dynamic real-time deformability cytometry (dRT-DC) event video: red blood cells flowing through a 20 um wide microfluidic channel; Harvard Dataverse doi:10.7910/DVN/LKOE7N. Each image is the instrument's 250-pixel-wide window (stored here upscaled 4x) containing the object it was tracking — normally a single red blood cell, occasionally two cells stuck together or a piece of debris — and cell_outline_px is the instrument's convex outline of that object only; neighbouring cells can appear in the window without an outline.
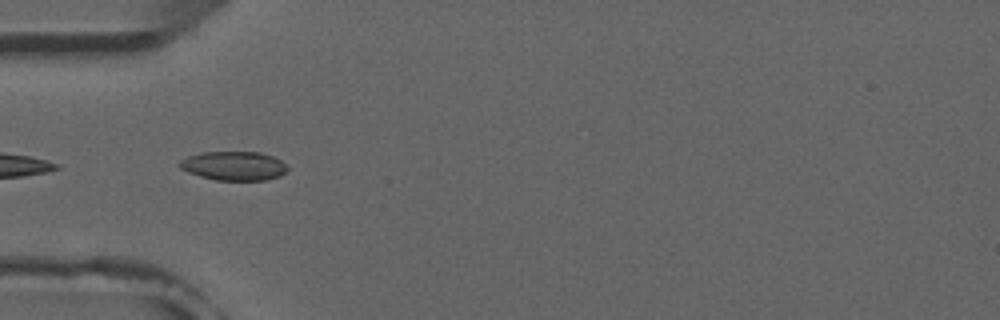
{"species": "common noctule bat (a hibernating species)", "species_latin": "Nyctalus noctula", "temperature_condition": "room temperature", "stored_images_in_passage": 5, "camera_frame_rate_fps": 3000, "um_per_image_px": 0.085, "animal": {"sex": "male", "forearm_length_mm": 52.5}, "frame": {"image": 1, "passage_image": 2, "time_ms": 2.0, "image_size_px": [1000, 320], "cell_outline_px": [[288, 168], [280, 176], [268, 180], [216, 180], [200, 176], [188, 172], [180, 168], [176, 164], [180, 160], [188, 156], [204, 152], [260, 152], [272, 156], [280, 160]], "centroid_in_image_um": [19.85, 14.1], "position_along_channel_um": 65.2, "area_um2": 18.21}}
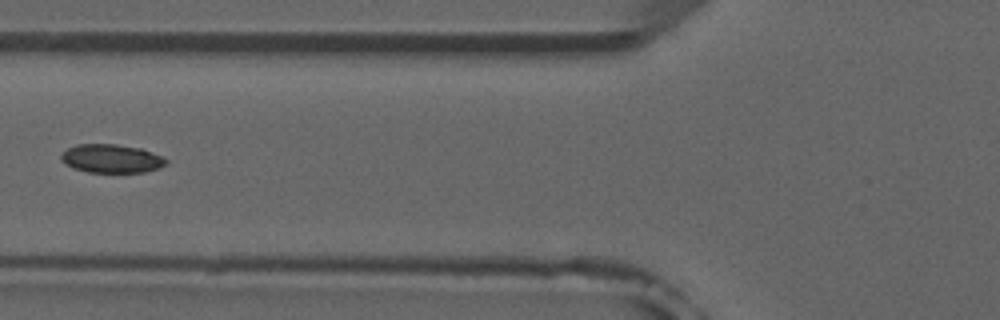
{"frame": {"image": 2, "passage_image": 3, "time_ms": 3.333, "image_size_px": [1000, 320], "cell_outline_px": [[168, 160], [164, 164], [156, 168], [144, 172], [88, 172], [76, 168], [60, 160], [60, 156], [68, 148], [76, 144], [116, 144], [140, 148], [160, 156]], "centroid_in_image_um": [9.44, 13.47], "position_along_channel_um": 116.4, "area_um2": 17.05}}
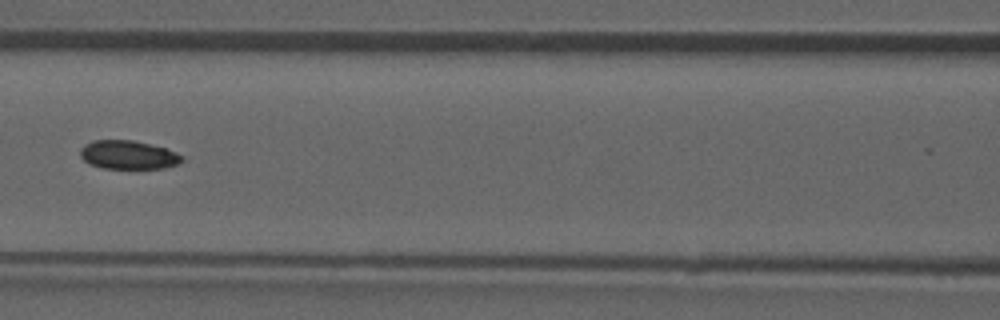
{"frame": {"image": 3, "passage_image": 4, "time_ms": 4.333, "image_size_px": [1000, 320], "cell_outline_px": [[184, 160], [176, 164], [164, 168], [104, 168], [88, 164], [80, 156], [80, 148], [84, 144], [92, 140], [132, 140], [164, 148], [176, 152], [184, 156]], "centroid_in_image_um": [10.87, 13.16], "position_along_channel_um": 155.7, "area_um2": 16.94}}